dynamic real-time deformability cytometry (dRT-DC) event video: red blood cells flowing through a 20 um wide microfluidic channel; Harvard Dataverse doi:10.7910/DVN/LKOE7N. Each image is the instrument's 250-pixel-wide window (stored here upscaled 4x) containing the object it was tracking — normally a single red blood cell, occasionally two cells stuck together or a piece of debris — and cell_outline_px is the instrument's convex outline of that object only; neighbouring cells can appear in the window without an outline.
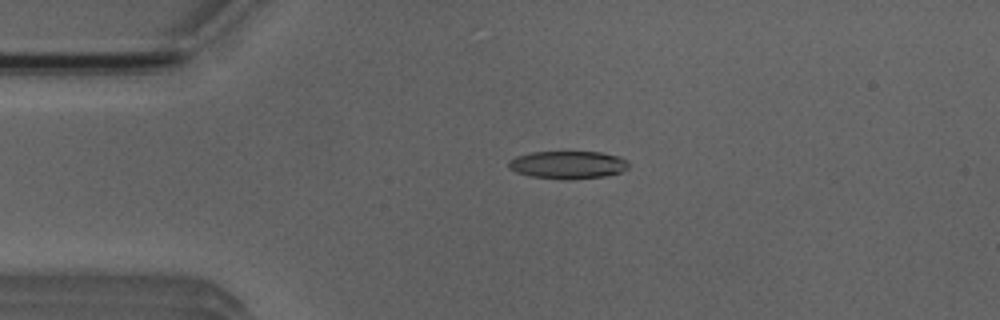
{"species": "Egyptian fruit bat (a non-hibernating species)", "species_latin": "Rousettus aegyptiacus", "temperature_condition": "room temperature", "stored_images_in_passage": 4, "camera_frame_rate_fps": 3000, "um_per_image_px": 0.085, "animal": {"sex": "male"}, "frame": {"image": 1, "passage_image": 3, "time_ms": 2.333, "image_size_px": [1000, 320], "cell_outline_px": [[628, 168], [620, 172], [604, 176], [532, 176], [516, 172], [508, 168], [508, 160], [516, 156], [532, 152], [600, 152], [620, 156], [628, 160]], "centroid_in_image_um": [48.27, 13.94], "position_along_channel_um": 36.7, "area_um2": 18.44}}